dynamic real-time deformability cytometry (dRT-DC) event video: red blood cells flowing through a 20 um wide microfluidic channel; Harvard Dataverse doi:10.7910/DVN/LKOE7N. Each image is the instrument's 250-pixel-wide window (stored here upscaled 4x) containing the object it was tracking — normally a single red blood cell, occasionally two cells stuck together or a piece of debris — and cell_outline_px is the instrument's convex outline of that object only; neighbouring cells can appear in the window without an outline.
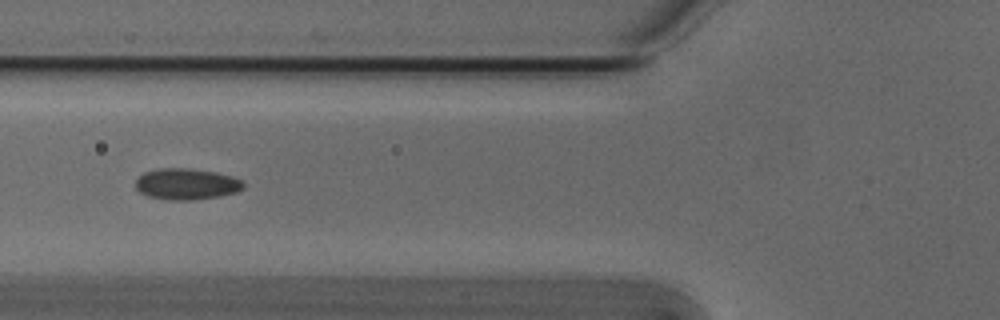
{"species": "Egyptian fruit bat (a non-hibernating species)", "species_latin": "Rousettus aegyptiacus", "temperature_condition": "cold", "stored_images_in_passage": 8, "camera_frame_rate_fps": 3000, "um_per_image_px": 0.085, "animal": {"sex": "male"}, "frame": {"image": 1, "passage_image": 6, "time_ms": 1.667, "image_size_px": [1000, 320], "cell_outline_px": [[244, 188], [236, 192], [220, 196], [192, 200], [172, 200], [148, 196], [140, 192], [136, 188], [136, 180], [144, 172], [156, 168], [188, 168], [216, 172], [232, 176], [240, 180], [244, 184]], "centroid_in_image_um": [15.85, 15.63], "position_along_channel_um": 110.0, "area_um2": 19.59}}
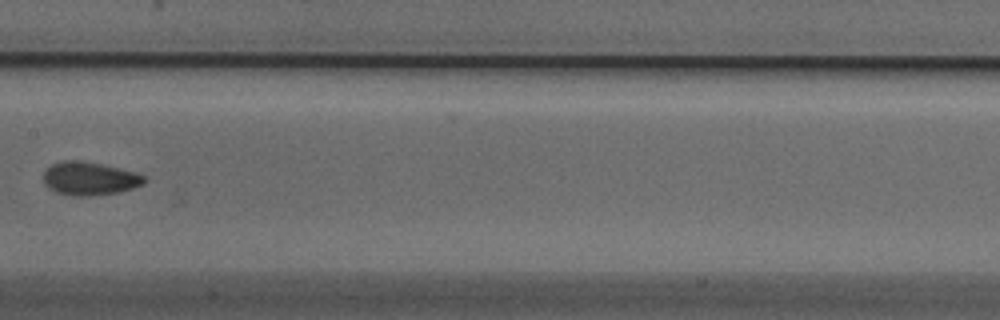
{"frame": {"image": 2, "passage_image": 8, "time_ms": 2.333, "image_size_px": [1000, 320], "cell_outline_px": [[148, 180], [144, 184], [120, 192], [92, 196], [72, 196], [56, 192], [48, 188], [44, 184], [44, 172], [52, 164], [64, 160], [80, 160], [100, 164], [136, 172], [144, 176]], "centroid_in_image_um": [7.62, 15.19], "position_along_channel_um": 199.8, "area_um2": 19.65}}